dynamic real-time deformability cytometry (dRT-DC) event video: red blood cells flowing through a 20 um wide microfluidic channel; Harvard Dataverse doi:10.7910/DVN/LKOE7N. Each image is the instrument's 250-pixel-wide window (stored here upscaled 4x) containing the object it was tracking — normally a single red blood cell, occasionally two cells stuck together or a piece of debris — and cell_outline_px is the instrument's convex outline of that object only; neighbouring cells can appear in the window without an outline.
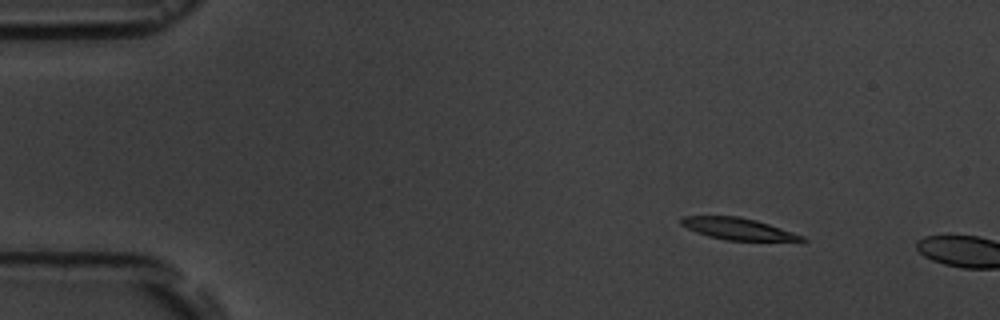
{"species": "common noctule bat (a hibernating species)", "species_latin": "Nyctalus noctula", "temperature_condition": "room temperature", "stored_images_in_passage": 3, "camera_frame_rate_fps": 3000, "um_per_image_px": 0.085, "animal": {"sex": "male", "body_mass_g": 19.5, "forearm_length_mm": 54.6}, "frame": {"image": 1, "passage_image": 2, "time_ms": 1.333, "image_size_px": [1000, 320], "cell_outline_px": [[808, 240], [724, 240], [708, 236], [696, 232], [680, 224], [680, 216], [736, 216], [756, 220], [804, 236]], "centroid_in_image_um": [62.64, 19.44], "position_along_channel_um": 22.4, "area_um2": 14.97}}